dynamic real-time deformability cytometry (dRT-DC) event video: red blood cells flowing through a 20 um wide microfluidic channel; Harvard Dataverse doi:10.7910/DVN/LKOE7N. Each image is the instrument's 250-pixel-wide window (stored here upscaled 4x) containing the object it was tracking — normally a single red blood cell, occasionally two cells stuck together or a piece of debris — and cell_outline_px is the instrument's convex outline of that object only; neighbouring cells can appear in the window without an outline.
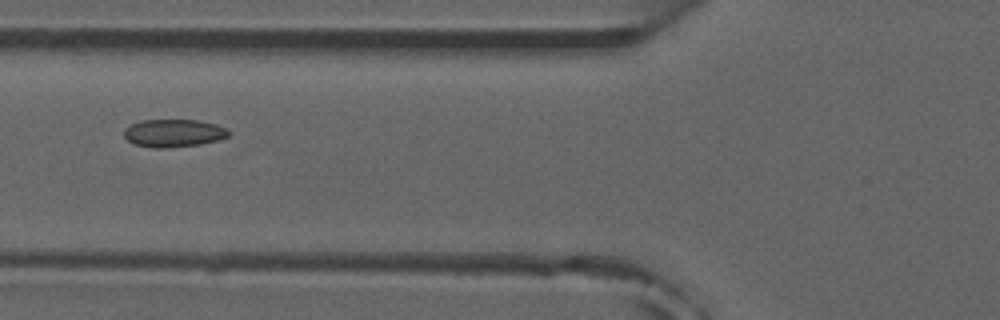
{"species": "common noctule bat (a hibernating species)", "species_latin": "Nyctalus noctula", "temperature_condition": "room temperature", "stored_images_in_passage": 8, "camera_frame_rate_fps": 3000, "um_per_image_px": 0.085, "animal": {"sex": "male", "forearm_length_mm": 52.5}, "frame": {"image": 1, "passage_image": 4, "time_ms": 3.667, "image_size_px": [1000, 320], "cell_outline_px": [[232, 132], [228, 136], [216, 140], [200, 144], [164, 148], [152, 148], [136, 144], [128, 140], [124, 136], [124, 128], [140, 120], [196, 120], [216, 124], [228, 128]], "centroid_in_image_um": [14.77, 11.31], "position_along_channel_um": 111.0, "area_um2": 16.94}}
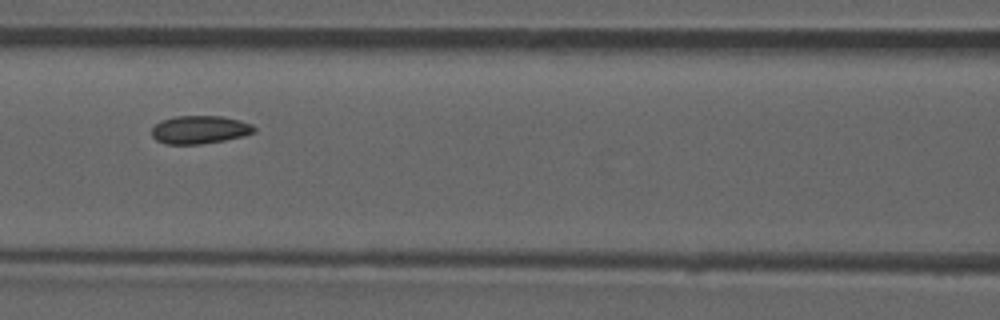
{"frame": {"image": 2, "passage_image": 5, "time_ms": 4.667, "image_size_px": [1000, 320], "cell_outline_px": [[256, 132], [244, 136], [224, 140], [200, 144], [164, 144], [156, 140], [152, 136], [152, 128], [160, 120], [176, 116], [224, 116], [240, 120], [252, 124], [256, 128]], "centroid_in_image_um": [16.99, 11.02], "position_along_channel_um": 149.6, "area_um2": 16.94}}